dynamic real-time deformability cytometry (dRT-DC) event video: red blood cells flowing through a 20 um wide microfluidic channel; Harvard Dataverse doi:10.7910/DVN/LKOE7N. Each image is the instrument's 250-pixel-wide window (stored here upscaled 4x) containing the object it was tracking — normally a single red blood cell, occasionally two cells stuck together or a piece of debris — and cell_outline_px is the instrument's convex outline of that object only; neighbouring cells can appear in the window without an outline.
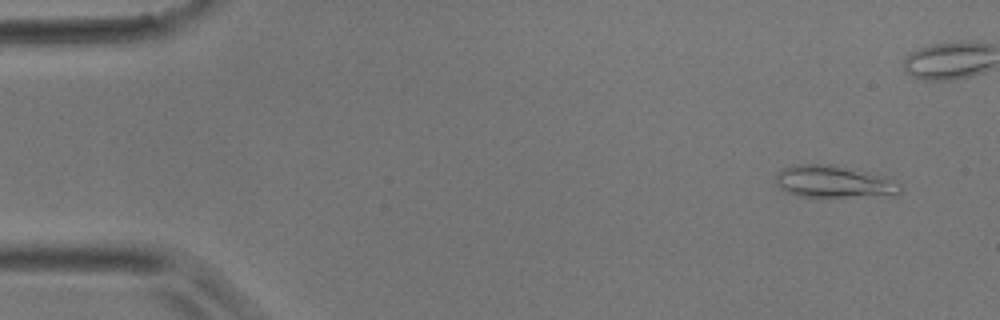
{"species": "common noctule bat (a hibernating species)", "species_latin": "Nyctalus noctula", "temperature_condition": "room temperature", "stored_images_in_passage": 4, "camera_frame_rate_fps": 3000, "um_per_image_px": 0.085, "animal": {"sex": "male", "body_mass_g": 17.9}, "frame": {"image": 1, "passage_image": 1, "time_ms": 0.0, "image_size_px": [1000, 320], "cell_outline_px": [[900, 196], [800, 196], [788, 192], [780, 188], [776, 180], [776, 172], [792, 164], [828, 164], [856, 168], [892, 176], [900, 184]], "centroid_in_image_um": [71.0, 15.42], "position_along_channel_um": 14.0, "area_um2": 23.93}}